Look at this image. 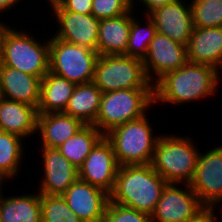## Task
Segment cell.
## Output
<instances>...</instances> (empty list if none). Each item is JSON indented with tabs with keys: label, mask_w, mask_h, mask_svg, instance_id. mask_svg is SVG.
<instances>
[{
	"label": "cell",
	"mask_w": 222,
	"mask_h": 222,
	"mask_svg": "<svg viewBox=\"0 0 222 222\" xmlns=\"http://www.w3.org/2000/svg\"><path fill=\"white\" fill-rule=\"evenodd\" d=\"M219 70L187 61L177 70L164 74L153 84L154 104L182 105L211 96L218 91Z\"/></svg>",
	"instance_id": "cell-1"
},
{
	"label": "cell",
	"mask_w": 222,
	"mask_h": 222,
	"mask_svg": "<svg viewBox=\"0 0 222 222\" xmlns=\"http://www.w3.org/2000/svg\"><path fill=\"white\" fill-rule=\"evenodd\" d=\"M167 183L151 164L122 165L110 201L151 216Z\"/></svg>",
	"instance_id": "cell-2"
},
{
	"label": "cell",
	"mask_w": 222,
	"mask_h": 222,
	"mask_svg": "<svg viewBox=\"0 0 222 222\" xmlns=\"http://www.w3.org/2000/svg\"><path fill=\"white\" fill-rule=\"evenodd\" d=\"M189 136L159 135L152 168L168 183H187L194 178L199 150Z\"/></svg>",
	"instance_id": "cell-3"
},
{
	"label": "cell",
	"mask_w": 222,
	"mask_h": 222,
	"mask_svg": "<svg viewBox=\"0 0 222 222\" xmlns=\"http://www.w3.org/2000/svg\"><path fill=\"white\" fill-rule=\"evenodd\" d=\"M38 40L28 32L9 26L1 39L0 66H9L42 79L49 72L50 41Z\"/></svg>",
	"instance_id": "cell-4"
},
{
	"label": "cell",
	"mask_w": 222,
	"mask_h": 222,
	"mask_svg": "<svg viewBox=\"0 0 222 222\" xmlns=\"http://www.w3.org/2000/svg\"><path fill=\"white\" fill-rule=\"evenodd\" d=\"M153 105V89H121L104 92L93 125L105 136L112 129L141 118Z\"/></svg>",
	"instance_id": "cell-5"
},
{
	"label": "cell",
	"mask_w": 222,
	"mask_h": 222,
	"mask_svg": "<svg viewBox=\"0 0 222 222\" xmlns=\"http://www.w3.org/2000/svg\"><path fill=\"white\" fill-rule=\"evenodd\" d=\"M147 117L145 114L139 119L128 121L105 135L113 146L119 166L151 164L159 136L153 135L154 130Z\"/></svg>",
	"instance_id": "cell-6"
},
{
	"label": "cell",
	"mask_w": 222,
	"mask_h": 222,
	"mask_svg": "<svg viewBox=\"0 0 222 222\" xmlns=\"http://www.w3.org/2000/svg\"><path fill=\"white\" fill-rule=\"evenodd\" d=\"M93 82L102 93L121 89H153L143 60L124 54L99 55Z\"/></svg>",
	"instance_id": "cell-7"
},
{
	"label": "cell",
	"mask_w": 222,
	"mask_h": 222,
	"mask_svg": "<svg viewBox=\"0 0 222 222\" xmlns=\"http://www.w3.org/2000/svg\"><path fill=\"white\" fill-rule=\"evenodd\" d=\"M49 72L66 78L75 84L93 81L95 64L98 58L96 50L71 44L50 36Z\"/></svg>",
	"instance_id": "cell-8"
},
{
	"label": "cell",
	"mask_w": 222,
	"mask_h": 222,
	"mask_svg": "<svg viewBox=\"0 0 222 222\" xmlns=\"http://www.w3.org/2000/svg\"><path fill=\"white\" fill-rule=\"evenodd\" d=\"M189 184L205 207L222 204V145L204 154L199 152L195 175Z\"/></svg>",
	"instance_id": "cell-9"
},
{
	"label": "cell",
	"mask_w": 222,
	"mask_h": 222,
	"mask_svg": "<svg viewBox=\"0 0 222 222\" xmlns=\"http://www.w3.org/2000/svg\"><path fill=\"white\" fill-rule=\"evenodd\" d=\"M178 185L167 183L163 188L152 222H187L205 207L190 184L182 183L184 189Z\"/></svg>",
	"instance_id": "cell-10"
},
{
	"label": "cell",
	"mask_w": 222,
	"mask_h": 222,
	"mask_svg": "<svg viewBox=\"0 0 222 222\" xmlns=\"http://www.w3.org/2000/svg\"><path fill=\"white\" fill-rule=\"evenodd\" d=\"M119 165L111 142L103 136L78 169L79 179L112 193Z\"/></svg>",
	"instance_id": "cell-11"
},
{
	"label": "cell",
	"mask_w": 222,
	"mask_h": 222,
	"mask_svg": "<svg viewBox=\"0 0 222 222\" xmlns=\"http://www.w3.org/2000/svg\"><path fill=\"white\" fill-rule=\"evenodd\" d=\"M49 6L53 9L52 13L58 25L56 34L52 37L96 50L100 20L92 14L65 11L57 2L51 3Z\"/></svg>",
	"instance_id": "cell-12"
},
{
	"label": "cell",
	"mask_w": 222,
	"mask_h": 222,
	"mask_svg": "<svg viewBox=\"0 0 222 222\" xmlns=\"http://www.w3.org/2000/svg\"><path fill=\"white\" fill-rule=\"evenodd\" d=\"M187 61L186 46L157 32L149 44L143 64L148 79L154 84L164 74L179 69Z\"/></svg>",
	"instance_id": "cell-13"
},
{
	"label": "cell",
	"mask_w": 222,
	"mask_h": 222,
	"mask_svg": "<svg viewBox=\"0 0 222 222\" xmlns=\"http://www.w3.org/2000/svg\"><path fill=\"white\" fill-rule=\"evenodd\" d=\"M148 16L153 20L158 33L184 46L188 44L194 29L189 1L172 0L154 9Z\"/></svg>",
	"instance_id": "cell-14"
},
{
	"label": "cell",
	"mask_w": 222,
	"mask_h": 222,
	"mask_svg": "<svg viewBox=\"0 0 222 222\" xmlns=\"http://www.w3.org/2000/svg\"><path fill=\"white\" fill-rule=\"evenodd\" d=\"M62 197L83 222H102L110 200L108 193L79 178L67 188Z\"/></svg>",
	"instance_id": "cell-15"
},
{
	"label": "cell",
	"mask_w": 222,
	"mask_h": 222,
	"mask_svg": "<svg viewBox=\"0 0 222 222\" xmlns=\"http://www.w3.org/2000/svg\"><path fill=\"white\" fill-rule=\"evenodd\" d=\"M43 158V176L41 178L40 194L62 196L67 188L78 178V169L64 157L57 148L41 147Z\"/></svg>",
	"instance_id": "cell-16"
},
{
	"label": "cell",
	"mask_w": 222,
	"mask_h": 222,
	"mask_svg": "<svg viewBox=\"0 0 222 222\" xmlns=\"http://www.w3.org/2000/svg\"><path fill=\"white\" fill-rule=\"evenodd\" d=\"M41 78L9 66H0V97L36 109L40 103Z\"/></svg>",
	"instance_id": "cell-17"
},
{
	"label": "cell",
	"mask_w": 222,
	"mask_h": 222,
	"mask_svg": "<svg viewBox=\"0 0 222 222\" xmlns=\"http://www.w3.org/2000/svg\"><path fill=\"white\" fill-rule=\"evenodd\" d=\"M187 60L209 65L219 70L222 66V27L194 28L186 45Z\"/></svg>",
	"instance_id": "cell-18"
},
{
	"label": "cell",
	"mask_w": 222,
	"mask_h": 222,
	"mask_svg": "<svg viewBox=\"0 0 222 222\" xmlns=\"http://www.w3.org/2000/svg\"><path fill=\"white\" fill-rule=\"evenodd\" d=\"M84 125L81 120L64 112L38 114L37 134L39 132L41 136V147L58 148Z\"/></svg>",
	"instance_id": "cell-19"
},
{
	"label": "cell",
	"mask_w": 222,
	"mask_h": 222,
	"mask_svg": "<svg viewBox=\"0 0 222 222\" xmlns=\"http://www.w3.org/2000/svg\"><path fill=\"white\" fill-rule=\"evenodd\" d=\"M37 117L35 107L0 97V131L19 135L24 143L26 137L37 133Z\"/></svg>",
	"instance_id": "cell-20"
},
{
	"label": "cell",
	"mask_w": 222,
	"mask_h": 222,
	"mask_svg": "<svg viewBox=\"0 0 222 222\" xmlns=\"http://www.w3.org/2000/svg\"><path fill=\"white\" fill-rule=\"evenodd\" d=\"M131 27V11L118 17L100 20L96 51L98 55H126Z\"/></svg>",
	"instance_id": "cell-21"
},
{
	"label": "cell",
	"mask_w": 222,
	"mask_h": 222,
	"mask_svg": "<svg viewBox=\"0 0 222 222\" xmlns=\"http://www.w3.org/2000/svg\"><path fill=\"white\" fill-rule=\"evenodd\" d=\"M0 189V222H42L40 193L2 196Z\"/></svg>",
	"instance_id": "cell-22"
},
{
	"label": "cell",
	"mask_w": 222,
	"mask_h": 222,
	"mask_svg": "<svg viewBox=\"0 0 222 222\" xmlns=\"http://www.w3.org/2000/svg\"><path fill=\"white\" fill-rule=\"evenodd\" d=\"M76 84L48 72L41 80L38 114L64 112Z\"/></svg>",
	"instance_id": "cell-23"
},
{
	"label": "cell",
	"mask_w": 222,
	"mask_h": 222,
	"mask_svg": "<svg viewBox=\"0 0 222 222\" xmlns=\"http://www.w3.org/2000/svg\"><path fill=\"white\" fill-rule=\"evenodd\" d=\"M101 95L102 91L93 81L76 84L64 113L85 125H93L99 112Z\"/></svg>",
	"instance_id": "cell-24"
},
{
	"label": "cell",
	"mask_w": 222,
	"mask_h": 222,
	"mask_svg": "<svg viewBox=\"0 0 222 222\" xmlns=\"http://www.w3.org/2000/svg\"><path fill=\"white\" fill-rule=\"evenodd\" d=\"M94 125H84L75 135L61 144L57 149L77 169H79L92 148L103 137Z\"/></svg>",
	"instance_id": "cell-25"
},
{
	"label": "cell",
	"mask_w": 222,
	"mask_h": 222,
	"mask_svg": "<svg viewBox=\"0 0 222 222\" xmlns=\"http://www.w3.org/2000/svg\"><path fill=\"white\" fill-rule=\"evenodd\" d=\"M22 137L13 133L0 131V180L15 179L22 162L24 147ZM14 177V178H13Z\"/></svg>",
	"instance_id": "cell-26"
},
{
	"label": "cell",
	"mask_w": 222,
	"mask_h": 222,
	"mask_svg": "<svg viewBox=\"0 0 222 222\" xmlns=\"http://www.w3.org/2000/svg\"><path fill=\"white\" fill-rule=\"evenodd\" d=\"M134 9L135 8L131 10V27L126 48V55L143 60L147 55L149 44L155 37L157 30L153 20L148 15H145L144 17L146 22L144 23L145 25L143 27V25L140 24L142 22L138 20V17L134 16Z\"/></svg>",
	"instance_id": "cell-27"
},
{
	"label": "cell",
	"mask_w": 222,
	"mask_h": 222,
	"mask_svg": "<svg viewBox=\"0 0 222 222\" xmlns=\"http://www.w3.org/2000/svg\"><path fill=\"white\" fill-rule=\"evenodd\" d=\"M194 28L222 27V0H191Z\"/></svg>",
	"instance_id": "cell-28"
},
{
	"label": "cell",
	"mask_w": 222,
	"mask_h": 222,
	"mask_svg": "<svg viewBox=\"0 0 222 222\" xmlns=\"http://www.w3.org/2000/svg\"><path fill=\"white\" fill-rule=\"evenodd\" d=\"M42 222H83L62 196L40 194Z\"/></svg>",
	"instance_id": "cell-29"
},
{
	"label": "cell",
	"mask_w": 222,
	"mask_h": 222,
	"mask_svg": "<svg viewBox=\"0 0 222 222\" xmlns=\"http://www.w3.org/2000/svg\"><path fill=\"white\" fill-rule=\"evenodd\" d=\"M137 4L134 0H92L91 14L98 20L127 14Z\"/></svg>",
	"instance_id": "cell-30"
},
{
	"label": "cell",
	"mask_w": 222,
	"mask_h": 222,
	"mask_svg": "<svg viewBox=\"0 0 222 222\" xmlns=\"http://www.w3.org/2000/svg\"><path fill=\"white\" fill-rule=\"evenodd\" d=\"M102 222H152L149 214L109 200Z\"/></svg>",
	"instance_id": "cell-31"
},
{
	"label": "cell",
	"mask_w": 222,
	"mask_h": 222,
	"mask_svg": "<svg viewBox=\"0 0 222 222\" xmlns=\"http://www.w3.org/2000/svg\"><path fill=\"white\" fill-rule=\"evenodd\" d=\"M65 11L91 14L92 0H57L56 1Z\"/></svg>",
	"instance_id": "cell-32"
},
{
	"label": "cell",
	"mask_w": 222,
	"mask_h": 222,
	"mask_svg": "<svg viewBox=\"0 0 222 222\" xmlns=\"http://www.w3.org/2000/svg\"><path fill=\"white\" fill-rule=\"evenodd\" d=\"M215 207H204L199 213L187 222H218L215 216Z\"/></svg>",
	"instance_id": "cell-33"
},
{
	"label": "cell",
	"mask_w": 222,
	"mask_h": 222,
	"mask_svg": "<svg viewBox=\"0 0 222 222\" xmlns=\"http://www.w3.org/2000/svg\"><path fill=\"white\" fill-rule=\"evenodd\" d=\"M172 0H139V2L141 4H144V14L148 15L151 11H153L156 8H159L163 5H165L166 3L171 2Z\"/></svg>",
	"instance_id": "cell-34"
},
{
	"label": "cell",
	"mask_w": 222,
	"mask_h": 222,
	"mask_svg": "<svg viewBox=\"0 0 222 222\" xmlns=\"http://www.w3.org/2000/svg\"><path fill=\"white\" fill-rule=\"evenodd\" d=\"M20 0H0V14L6 12V10L13 9V6H16Z\"/></svg>",
	"instance_id": "cell-35"
},
{
	"label": "cell",
	"mask_w": 222,
	"mask_h": 222,
	"mask_svg": "<svg viewBox=\"0 0 222 222\" xmlns=\"http://www.w3.org/2000/svg\"><path fill=\"white\" fill-rule=\"evenodd\" d=\"M7 23H3L0 21V47H1V39H2V35L4 33V31L10 26V25H6Z\"/></svg>",
	"instance_id": "cell-36"
},
{
	"label": "cell",
	"mask_w": 222,
	"mask_h": 222,
	"mask_svg": "<svg viewBox=\"0 0 222 222\" xmlns=\"http://www.w3.org/2000/svg\"><path fill=\"white\" fill-rule=\"evenodd\" d=\"M57 0H47V2L50 4V3H54L56 2Z\"/></svg>",
	"instance_id": "cell-37"
},
{
	"label": "cell",
	"mask_w": 222,
	"mask_h": 222,
	"mask_svg": "<svg viewBox=\"0 0 222 222\" xmlns=\"http://www.w3.org/2000/svg\"><path fill=\"white\" fill-rule=\"evenodd\" d=\"M3 183H4V182H2V181L0 180V189H1L2 185H3Z\"/></svg>",
	"instance_id": "cell-38"
}]
</instances>
